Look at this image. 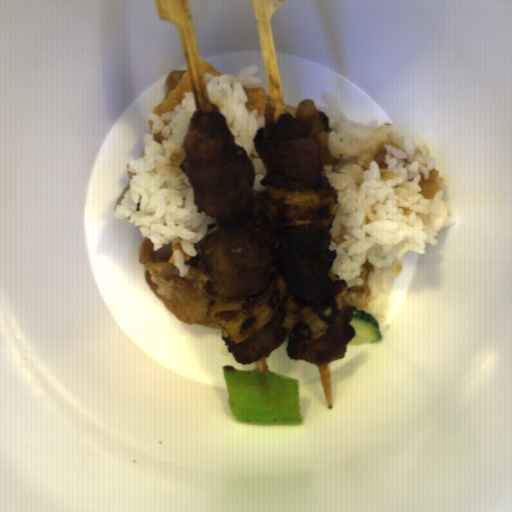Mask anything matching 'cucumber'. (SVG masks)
<instances>
[{
    "mask_svg": "<svg viewBox=\"0 0 512 512\" xmlns=\"http://www.w3.org/2000/svg\"><path fill=\"white\" fill-rule=\"evenodd\" d=\"M350 308L352 318L349 323L353 326L355 335L346 346L378 344L381 342L380 322L365 310L353 306H350Z\"/></svg>",
    "mask_w": 512,
    "mask_h": 512,
    "instance_id": "obj_1",
    "label": "cucumber"
}]
</instances>
